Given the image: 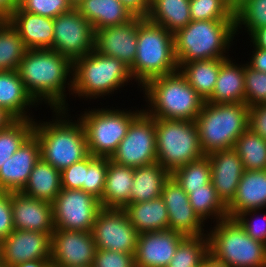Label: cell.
Returning a JSON list of instances; mask_svg holds the SVG:
<instances>
[{
	"instance_id": "51",
	"label": "cell",
	"mask_w": 266,
	"mask_h": 267,
	"mask_svg": "<svg viewBox=\"0 0 266 267\" xmlns=\"http://www.w3.org/2000/svg\"><path fill=\"white\" fill-rule=\"evenodd\" d=\"M254 50L252 52V56H250V62L247 61V64L258 71L266 73V50L257 48L253 45Z\"/></svg>"
},
{
	"instance_id": "56",
	"label": "cell",
	"mask_w": 266,
	"mask_h": 267,
	"mask_svg": "<svg viewBox=\"0 0 266 267\" xmlns=\"http://www.w3.org/2000/svg\"><path fill=\"white\" fill-rule=\"evenodd\" d=\"M247 0H225V3L235 13Z\"/></svg>"
},
{
	"instance_id": "19",
	"label": "cell",
	"mask_w": 266,
	"mask_h": 267,
	"mask_svg": "<svg viewBox=\"0 0 266 267\" xmlns=\"http://www.w3.org/2000/svg\"><path fill=\"white\" fill-rule=\"evenodd\" d=\"M184 237L171 229L139 234L135 267H167Z\"/></svg>"
},
{
	"instance_id": "2",
	"label": "cell",
	"mask_w": 266,
	"mask_h": 267,
	"mask_svg": "<svg viewBox=\"0 0 266 267\" xmlns=\"http://www.w3.org/2000/svg\"><path fill=\"white\" fill-rule=\"evenodd\" d=\"M68 111L53 110L55 118L48 122L34 119L33 134L40 143V156L59 171L89 155L84 127L79 118L73 122Z\"/></svg>"
},
{
	"instance_id": "57",
	"label": "cell",
	"mask_w": 266,
	"mask_h": 267,
	"mask_svg": "<svg viewBox=\"0 0 266 267\" xmlns=\"http://www.w3.org/2000/svg\"><path fill=\"white\" fill-rule=\"evenodd\" d=\"M202 267H227L221 263H219L218 261L214 260L211 256H208L204 262Z\"/></svg>"
},
{
	"instance_id": "9",
	"label": "cell",
	"mask_w": 266,
	"mask_h": 267,
	"mask_svg": "<svg viewBox=\"0 0 266 267\" xmlns=\"http://www.w3.org/2000/svg\"><path fill=\"white\" fill-rule=\"evenodd\" d=\"M157 162L172 173L205 156L194 121L155 118Z\"/></svg>"
},
{
	"instance_id": "34",
	"label": "cell",
	"mask_w": 266,
	"mask_h": 267,
	"mask_svg": "<svg viewBox=\"0 0 266 267\" xmlns=\"http://www.w3.org/2000/svg\"><path fill=\"white\" fill-rule=\"evenodd\" d=\"M188 196L195 213L204 223L210 217L215 223L228 217L227 206L218 197L212 182L203 188L189 189Z\"/></svg>"
},
{
	"instance_id": "11",
	"label": "cell",
	"mask_w": 266,
	"mask_h": 267,
	"mask_svg": "<svg viewBox=\"0 0 266 267\" xmlns=\"http://www.w3.org/2000/svg\"><path fill=\"white\" fill-rule=\"evenodd\" d=\"M110 160L132 168L157 163L155 118L143 110L131 122Z\"/></svg>"
},
{
	"instance_id": "59",
	"label": "cell",
	"mask_w": 266,
	"mask_h": 267,
	"mask_svg": "<svg viewBox=\"0 0 266 267\" xmlns=\"http://www.w3.org/2000/svg\"><path fill=\"white\" fill-rule=\"evenodd\" d=\"M2 264V240L0 239V265Z\"/></svg>"
},
{
	"instance_id": "25",
	"label": "cell",
	"mask_w": 266,
	"mask_h": 267,
	"mask_svg": "<svg viewBox=\"0 0 266 267\" xmlns=\"http://www.w3.org/2000/svg\"><path fill=\"white\" fill-rule=\"evenodd\" d=\"M37 105L25 89L17 70L0 71V107L15 119H33L34 116L28 113L29 108Z\"/></svg>"
},
{
	"instance_id": "54",
	"label": "cell",
	"mask_w": 266,
	"mask_h": 267,
	"mask_svg": "<svg viewBox=\"0 0 266 267\" xmlns=\"http://www.w3.org/2000/svg\"><path fill=\"white\" fill-rule=\"evenodd\" d=\"M15 120L16 119L9 112L0 107V130L7 128Z\"/></svg>"
},
{
	"instance_id": "52",
	"label": "cell",
	"mask_w": 266,
	"mask_h": 267,
	"mask_svg": "<svg viewBox=\"0 0 266 267\" xmlns=\"http://www.w3.org/2000/svg\"><path fill=\"white\" fill-rule=\"evenodd\" d=\"M249 37L252 45L266 50V26L256 29Z\"/></svg>"
},
{
	"instance_id": "41",
	"label": "cell",
	"mask_w": 266,
	"mask_h": 267,
	"mask_svg": "<svg viewBox=\"0 0 266 267\" xmlns=\"http://www.w3.org/2000/svg\"><path fill=\"white\" fill-rule=\"evenodd\" d=\"M191 21L234 20L225 0H190Z\"/></svg>"
},
{
	"instance_id": "37",
	"label": "cell",
	"mask_w": 266,
	"mask_h": 267,
	"mask_svg": "<svg viewBox=\"0 0 266 267\" xmlns=\"http://www.w3.org/2000/svg\"><path fill=\"white\" fill-rule=\"evenodd\" d=\"M26 47L7 19L0 24V71L17 70Z\"/></svg>"
},
{
	"instance_id": "18",
	"label": "cell",
	"mask_w": 266,
	"mask_h": 267,
	"mask_svg": "<svg viewBox=\"0 0 266 267\" xmlns=\"http://www.w3.org/2000/svg\"><path fill=\"white\" fill-rule=\"evenodd\" d=\"M138 17L125 24L95 30L94 50L133 66L137 51Z\"/></svg>"
},
{
	"instance_id": "28",
	"label": "cell",
	"mask_w": 266,
	"mask_h": 267,
	"mask_svg": "<svg viewBox=\"0 0 266 267\" xmlns=\"http://www.w3.org/2000/svg\"><path fill=\"white\" fill-rule=\"evenodd\" d=\"M134 168L113 163L108 158L104 193L99 200L102 208L124 209L129 205Z\"/></svg>"
},
{
	"instance_id": "4",
	"label": "cell",
	"mask_w": 266,
	"mask_h": 267,
	"mask_svg": "<svg viewBox=\"0 0 266 267\" xmlns=\"http://www.w3.org/2000/svg\"><path fill=\"white\" fill-rule=\"evenodd\" d=\"M234 37V20L191 21L173 34L178 67L191 61L228 59Z\"/></svg>"
},
{
	"instance_id": "29",
	"label": "cell",
	"mask_w": 266,
	"mask_h": 267,
	"mask_svg": "<svg viewBox=\"0 0 266 267\" xmlns=\"http://www.w3.org/2000/svg\"><path fill=\"white\" fill-rule=\"evenodd\" d=\"M124 210L139 234L169 229L168 212L161 196L150 201L129 204Z\"/></svg>"
},
{
	"instance_id": "30",
	"label": "cell",
	"mask_w": 266,
	"mask_h": 267,
	"mask_svg": "<svg viewBox=\"0 0 266 267\" xmlns=\"http://www.w3.org/2000/svg\"><path fill=\"white\" fill-rule=\"evenodd\" d=\"M171 173L160 163L134 168L129 204L150 201L161 196Z\"/></svg>"
},
{
	"instance_id": "40",
	"label": "cell",
	"mask_w": 266,
	"mask_h": 267,
	"mask_svg": "<svg viewBox=\"0 0 266 267\" xmlns=\"http://www.w3.org/2000/svg\"><path fill=\"white\" fill-rule=\"evenodd\" d=\"M234 23L235 35L243 27L250 36L256 29L266 26V0H247L234 13Z\"/></svg>"
},
{
	"instance_id": "36",
	"label": "cell",
	"mask_w": 266,
	"mask_h": 267,
	"mask_svg": "<svg viewBox=\"0 0 266 267\" xmlns=\"http://www.w3.org/2000/svg\"><path fill=\"white\" fill-rule=\"evenodd\" d=\"M209 256L208 235L185 236L167 267H202Z\"/></svg>"
},
{
	"instance_id": "48",
	"label": "cell",
	"mask_w": 266,
	"mask_h": 267,
	"mask_svg": "<svg viewBox=\"0 0 266 267\" xmlns=\"http://www.w3.org/2000/svg\"><path fill=\"white\" fill-rule=\"evenodd\" d=\"M13 231L11 192L0 190V239L4 240Z\"/></svg>"
},
{
	"instance_id": "58",
	"label": "cell",
	"mask_w": 266,
	"mask_h": 267,
	"mask_svg": "<svg viewBox=\"0 0 266 267\" xmlns=\"http://www.w3.org/2000/svg\"><path fill=\"white\" fill-rule=\"evenodd\" d=\"M68 1L75 8L82 0H68Z\"/></svg>"
},
{
	"instance_id": "22",
	"label": "cell",
	"mask_w": 266,
	"mask_h": 267,
	"mask_svg": "<svg viewBox=\"0 0 266 267\" xmlns=\"http://www.w3.org/2000/svg\"><path fill=\"white\" fill-rule=\"evenodd\" d=\"M14 230L53 233L55 230L52 203L34 199L22 192H11Z\"/></svg>"
},
{
	"instance_id": "5",
	"label": "cell",
	"mask_w": 266,
	"mask_h": 267,
	"mask_svg": "<svg viewBox=\"0 0 266 267\" xmlns=\"http://www.w3.org/2000/svg\"><path fill=\"white\" fill-rule=\"evenodd\" d=\"M178 70L173 33L138 17L137 51L130 73L140 89L149 80Z\"/></svg>"
},
{
	"instance_id": "42",
	"label": "cell",
	"mask_w": 266,
	"mask_h": 267,
	"mask_svg": "<svg viewBox=\"0 0 266 267\" xmlns=\"http://www.w3.org/2000/svg\"><path fill=\"white\" fill-rule=\"evenodd\" d=\"M108 158L94 157L88 155V168L86 170L83 191L92 194L100 200L104 193L105 180L107 175Z\"/></svg>"
},
{
	"instance_id": "20",
	"label": "cell",
	"mask_w": 266,
	"mask_h": 267,
	"mask_svg": "<svg viewBox=\"0 0 266 267\" xmlns=\"http://www.w3.org/2000/svg\"><path fill=\"white\" fill-rule=\"evenodd\" d=\"M41 158L40 143L32 134L0 168V190L21 192L30 173Z\"/></svg>"
},
{
	"instance_id": "44",
	"label": "cell",
	"mask_w": 266,
	"mask_h": 267,
	"mask_svg": "<svg viewBox=\"0 0 266 267\" xmlns=\"http://www.w3.org/2000/svg\"><path fill=\"white\" fill-rule=\"evenodd\" d=\"M18 7L22 11L53 19L74 8L68 0H21Z\"/></svg>"
},
{
	"instance_id": "1",
	"label": "cell",
	"mask_w": 266,
	"mask_h": 267,
	"mask_svg": "<svg viewBox=\"0 0 266 267\" xmlns=\"http://www.w3.org/2000/svg\"><path fill=\"white\" fill-rule=\"evenodd\" d=\"M17 71L37 104L45 102L52 110H68L65 89L71 95L73 84V62L69 58L51 49L26 50Z\"/></svg>"
},
{
	"instance_id": "26",
	"label": "cell",
	"mask_w": 266,
	"mask_h": 267,
	"mask_svg": "<svg viewBox=\"0 0 266 267\" xmlns=\"http://www.w3.org/2000/svg\"><path fill=\"white\" fill-rule=\"evenodd\" d=\"M226 59L220 65V71L212 95L205 101L208 103H245L244 64ZM236 63V64H235Z\"/></svg>"
},
{
	"instance_id": "17",
	"label": "cell",
	"mask_w": 266,
	"mask_h": 267,
	"mask_svg": "<svg viewBox=\"0 0 266 267\" xmlns=\"http://www.w3.org/2000/svg\"><path fill=\"white\" fill-rule=\"evenodd\" d=\"M52 233L14 230L2 240V264L14 267L25 261L50 259Z\"/></svg>"
},
{
	"instance_id": "23",
	"label": "cell",
	"mask_w": 266,
	"mask_h": 267,
	"mask_svg": "<svg viewBox=\"0 0 266 267\" xmlns=\"http://www.w3.org/2000/svg\"><path fill=\"white\" fill-rule=\"evenodd\" d=\"M7 20L16 29L27 50H52L54 39L53 18L25 12L17 7Z\"/></svg>"
},
{
	"instance_id": "12",
	"label": "cell",
	"mask_w": 266,
	"mask_h": 267,
	"mask_svg": "<svg viewBox=\"0 0 266 267\" xmlns=\"http://www.w3.org/2000/svg\"><path fill=\"white\" fill-rule=\"evenodd\" d=\"M101 208L92 194L62 188L52 202L55 229L91 232Z\"/></svg>"
},
{
	"instance_id": "8",
	"label": "cell",
	"mask_w": 266,
	"mask_h": 267,
	"mask_svg": "<svg viewBox=\"0 0 266 267\" xmlns=\"http://www.w3.org/2000/svg\"><path fill=\"white\" fill-rule=\"evenodd\" d=\"M214 224L205 230L209 256L227 267H266V245L250 237L235 218Z\"/></svg>"
},
{
	"instance_id": "3",
	"label": "cell",
	"mask_w": 266,
	"mask_h": 267,
	"mask_svg": "<svg viewBox=\"0 0 266 267\" xmlns=\"http://www.w3.org/2000/svg\"><path fill=\"white\" fill-rule=\"evenodd\" d=\"M153 118L194 121L205 103L178 70L149 80L141 87Z\"/></svg>"
},
{
	"instance_id": "7",
	"label": "cell",
	"mask_w": 266,
	"mask_h": 267,
	"mask_svg": "<svg viewBox=\"0 0 266 267\" xmlns=\"http://www.w3.org/2000/svg\"><path fill=\"white\" fill-rule=\"evenodd\" d=\"M249 107L246 103L214 104L205 102L194 120L200 146L205 155L232 149L248 128Z\"/></svg>"
},
{
	"instance_id": "60",
	"label": "cell",
	"mask_w": 266,
	"mask_h": 267,
	"mask_svg": "<svg viewBox=\"0 0 266 267\" xmlns=\"http://www.w3.org/2000/svg\"><path fill=\"white\" fill-rule=\"evenodd\" d=\"M4 21V18L0 16V24Z\"/></svg>"
},
{
	"instance_id": "45",
	"label": "cell",
	"mask_w": 266,
	"mask_h": 267,
	"mask_svg": "<svg viewBox=\"0 0 266 267\" xmlns=\"http://www.w3.org/2000/svg\"><path fill=\"white\" fill-rule=\"evenodd\" d=\"M258 211L259 209L243 211L235 219L250 237L266 245V213H262L263 215L260 219V216L256 217L257 213H259Z\"/></svg>"
},
{
	"instance_id": "14",
	"label": "cell",
	"mask_w": 266,
	"mask_h": 267,
	"mask_svg": "<svg viewBox=\"0 0 266 267\" xmlns=\"http://www.w3.org/2000/svg\"><path fill=\"white\" fill-rule=\"evenodd\" d=\"M91 232L97 249L135 254L139 233L124 209L101 208Z\"/></svg>"
},
{
	"instance_id": "39",
	"label": "cell",
	"mask_w": 266,
	"mask_h": 267,
	"mask_svg": "<svg viewBox=\"0 0 266 267\" xmlns=\"http://www.w3.org/2000/svg\"><path fill=\"white\" fill-rule=\"evenodd\" d=\"M171 176L189 195V189L203 188V185L211 182V163L205 155L197 161L178 167Z\"/></svg>"
},
{
	"instance_id": "32",
	"label": "cell",
	"mask_w": 266,
	"mask_h": 267,
	"mask_svg": "<svg viewBox=\"0 0 266 267\" xmlns=\"http://www.w3.org/2000/svg\"><path fill=\"white\" fill-rule=\"evenodd\" d=\"M146 18L174 34L191 22L190 0H150Z\"/></svg>"
},
{
	"instance_id": "15",
	"label": "cell",
	"mask_w": 266,
	"mask_h": 267,
	"mask_svg": "<svg viewBox=\"0 0 266 267\" xmlns=\"http://www.w3.org/2000/svg\"><path fill=\"white\" fill-rule=\"evenodd\" d=\"M97 247L92 232L55 229L50 260L56 267L92 266Z\"/></svg>"
},
{
	"instance_id": "21",
	"label": "cell",
	"mask_w": 266,
	"mask_h": 267,
	"mask_svg": "<svg viewBox=\"0 0 266 267\" xmlns=\"http://www.w3.org/2000/svg\"><path fill=\"white\" fill-rule=\"evenodd\" d=\"M211 163V182L218 197L228 206L237 193L244 172L242 160L232 149L218 150L206 155Z\"/></svg>"
},
{
	"instance_id": "13",
	"label": "cell",
	"mask_w": 266,
	"mask_h": 267,
	"mask_svg": "<svg viewBox=\"0 0 266 267\" xmlns=\"http://www.w3.org/2000/svg\"><path fill=\"white\" fill-rule=\"evenodd\" d=\"M95 31L76 8L54 18L52 50L72 62L94 50Z\"/></svg>"
},
{
	"instance_id": "24",
	"label": "cell",
	"mask_w": 266,
	"mask_h": 267,
	"mask_svg": "<svg viewBox=\"0 0 266 267\" xmlns=\"http://www.w3.org/2000/svg\"><path fill=\"white\" fill-rule=\"evenodd\" d=\"M250 209H266V170H244L235 198L227 206L228 217Z\"/></svg>"
},
{
	"instance_id": "47",
	"label": "cell",
	"mask_w": 266,
	"mask_h": 267,
	"mask_svg": "<svg viewBox=\"0 0 266 267\" xmlns=\"http://www.w3.org/2000/svg\"><path fill=\"white\" fill-rule=\"evenodd\" d=\"M88 168V156L61 171V186L65 189L83 190L86 170Z\"/></svg>"
},
{
	"instance_id": "35",
	"label": "cell",
	"mask_w": 266,
	"mask_h": 267,
	"mask_svg": "<svg viewBox=\"0 0 266 267\" xmlns=\"http://www.w3.org/2000/svg\"><path fill=\"white\" fill-rule=\"evenodd\" d=\"M233 149L244 170H266V140L248 128L236 140Z\"/></svg>"
},
{
	"instance_id": "55",
	"label": "cell",
	"mask_w": 266,
	"mask_h": 267,
	"mask_svg": "<svg viewBox=\"0 0 266 267\" xmlns=\"http://www.w3.org/2000/svg\"><path fill=\"white\" fill-rule=\"evenodd\" d=\"M51 264L50 259H40L33 261H25L20 264H17L14 267H48Z\"/></svg>"
},
{
	"instance_id": "38",
	"label": "cell",
	"mask_w": 266,
	"mask_h": 267,
	"mask_svg": "<svg viewBox=\"0 0 266 267\" xmlns=\"http://www.w3.org/2000/svg\"><path fill=\"white\" fill-rule=\"evenodd\" d=\"M34 119H16L0 130V168L33 134Z\"/></svg>"
},
{
	"instance_id": "49",
	"label": "cell",
	"mask_w": 266,
	"mask_h": 267,
	"mask_svg": "<svg viewBox=\"0 0 266 267\" xmlns=\"http://www.w3.org/2000/svg\"><path fill=\"white\" fill-rule=\"evenodd\" d=\"M248 126L266 140V104L249 107Z\"/></svg>"
},
{
	"instance_id": "31",
	"label": "cell",
	"mask_w": 266,
	"mask_h": 267,
	"mask_svg": "<svg viewBox=\"0 0 266 267\" xmlns=\"http://www.w3.org/2000/svg\"><path fill=\"white\" fill-rule=\"evenodd\" d=\"M61 189V171L40 158L21 192L34 199L52 203Z\"/></svg>"
},
{
	"instance_id": "27",
	"label": "cell",
	"mask_w": 266,
	"mask_h": 267,
	"mask_svg": "<svg viewBox=\"0 0 266 267\" xmlns=\"http://www.w3.org/2000/svg\"><path fill=\"white\" fill-rule=\"evenodd\" d=\"M75 8L92 24L94 31L125 24L134 18L120 0H82Z\"/></svg>"
},
{
	"instance_id": "6",
	"label": "cell",
	"mask_w": 266,
	"mask_h": 267,
	"mask_svg": "<svg viewBox=\"0 0 266 267\" xmlns=\"http://www.w3.org/2000/svg\"><path fill=\"white\" fill-rule=\"evenodd\" d=\"M134 80L130 68L117 58L104 56L95 50L73 62L71 94L84 100L97 99L124 87ZM129 81V82H128ZM87 98V99H86Z\"/></svg>"
},
{
	"instance_id": "46",
	"label": "cell",
	"mask_w": 266,
	"mask_h": 267,
	"mask_svg": "<svg viewBox=\"0 0 266 267\" xmlns=\"http://www.w3.org/2000/svg\"><path fill=\"white\" fill-rule=\"evenodd\" d=\"M92 267H135L134 254L97 249Z\"/></svg>"
},
{
	"instance_id": "33",
	"label": "cell",
	"mask_w": 266,
	"mask_h": 267,
	"mask_svg": "<svg viewBox=\"0 0 266 267\" xmlns=\"http://www.w3.org/2000/svg\"><path fill=\"white\" fill-rule=\"evenodd\" d=\"M226 59H210L183 63L179 71L186 77L191 87L206 101L215 88L220 65Z\"/></svg>"
},
{
	"instance_id": "10",
	"label": "cell",
	"mask_w": 266,
	"mask_h": 267,
	"mask_svg": "<svg viewBox=\"0 0 266 267\" xmlns=\"http://www.w3.org/2000/svg\"><path fill=\"white\" fill-rule=\"evenodd\" d=\"M143 111L120 108H94L84 111L81 121L88 145L89 154L94 157L110 158L121 140L126 136L131 122Z\"/></svg>"
},
{
	"instance_id": "43",
	"label": "cell",
	"mask_w": 266,
	"mask_h": 267,
	"mask_svg": "<svg viewBox=\"0 0 266 267\" xmlns=\"http://www.w3.org/2000/svg\"><path fill=\"white\" fill-rule=\"evenodd\" d=\"M245 103L248 107L266 104V73L244 64Z\"/></svg>"
},
{
	"instance_id": "50",
	"label": "cell",
	"mask_w": 266,
	"mask_h": 267,
	"mask_svg": "<svg viewBox=\"0 0 266 267\" xmlns=\"http://www.w3.org/2000/svg\"><path fill=\"white\" fill-rule=\"evenodd\" d=\"M134 17L146 18L150 10V0H120Z\"/></svg>"
},
{
	"instance_id": "53",
	"label": "cell",
	"mask_w": 266,
	"mask_h": 267,
	"mask_svg": "<svg viewBox=\"0 0 266 267\" xmlns=\"http://www.w3.org/2000/svg\"><path fill=\"white\" fill-rule=\"evenodd\" d=\"M21 0H0V16L7 19L18 7Z\"/></svg>"
},
{
	"instance_id": "16",
	"label": "cell",
	"mask_w": 266,
	"mask_h": 267,
	"mask_svg": "<svg viewBox=\"0 0 266 267\" xmlns=\"http://www.w3.org/2000/svg\"><path fill=\"white\" fill-rule=\"evenodd\" d=\"M161 197L167 208L169 229L184 236L206 234L205 223L195 213L188 194L172 176L165 182Z\"/></svg>"
}]
</instances>
